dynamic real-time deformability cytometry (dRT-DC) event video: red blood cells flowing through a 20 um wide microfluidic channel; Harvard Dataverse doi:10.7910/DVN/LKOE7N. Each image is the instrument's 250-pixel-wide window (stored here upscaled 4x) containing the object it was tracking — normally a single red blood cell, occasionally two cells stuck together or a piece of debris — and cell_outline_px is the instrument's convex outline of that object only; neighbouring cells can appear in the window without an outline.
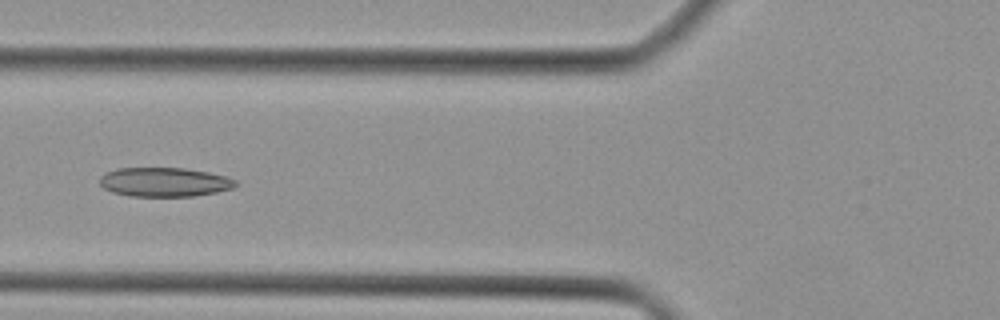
{"species": "Egyptian fruit bat (a non-hibernating species)", "species_latin": "Rousettus aegyptiacus", "temperature_condition": "cold", "stored_images_in_passage": 34, "camera_frame_rate_fps": 3000, "um_per_image_px": 0.085, "animal": {"sex": "female"}, "frame": {"image": 1, "passage_image": 7, "time_ms": 2.0, "image_size_px": [1000, 320], "cell_outline_px": [[240, 184], [232, 188], [216, 192], [192, 196], [132, 196], [112, 192], [104, 188], [100, 184], [100, 176], [116, 168], [184, 168], [208, 172], [228, 176], [236, 180]], "centroid_in_image_um": [14.01, 15.47], "position_along_channel_um": 111.8, "area_um2": 23.12}}
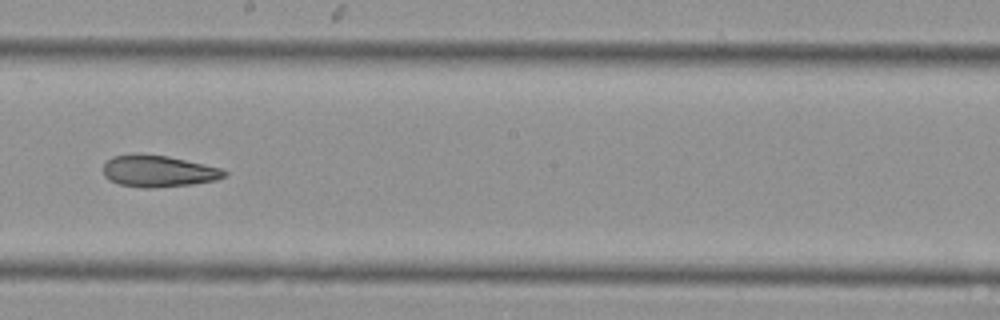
{"frame": {"image": 2, "passage_image": 15, "time_ms": 4.667, "image_size_px": [1000, 320], "cell_outline_px": [[228, 176], [216, 180], [192, 184], [148, 188], [144, 188], [120, 184], [108, 180], [104, 176], [104, 164], [112, 156], [168, 156], [224, 168], [228, 172]], "centroid_in_image_um": [13.55, 14.58], "position_along_channel_um": 234.7, "area_um2": 21.91}}
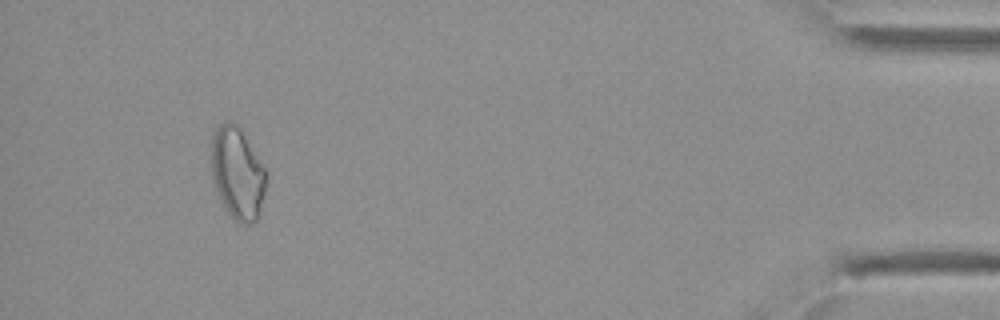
{"frame": {"image": 3, "passage_image": 31, "time_ms": 10.0, "image_size_px": [1000, 320], "cell_outline_px": [[268, 176], [260, 216], [252, 224], [244, 224], [236, 220], [228, 212], [216, 188], [212, 176], [212, 140], [216, 128], [224, 120], [228, 120], [236, 124], [268, 172]], "centroid_in_image_um": [20.23, 14.75], "position_along_channel_um": 415.0, "area_um2": 29.13}}